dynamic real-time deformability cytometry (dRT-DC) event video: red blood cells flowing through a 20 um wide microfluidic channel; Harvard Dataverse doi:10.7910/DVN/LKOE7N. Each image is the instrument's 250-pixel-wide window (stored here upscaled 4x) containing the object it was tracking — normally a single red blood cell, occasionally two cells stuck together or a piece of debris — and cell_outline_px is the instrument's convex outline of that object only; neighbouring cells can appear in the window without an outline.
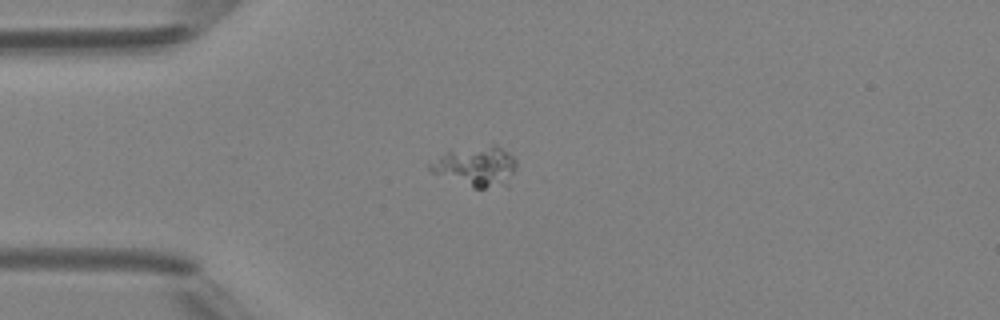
{"species": "Egyptian fruit bat (a non-hibernating species)", "species_latin": "Rousettus aegyptiacus", "temperature_condition": "room temperature", "stored_images_in_passage": 1, "camera_frame_rate_fps": 3000, "um_per_image_px": 0.085, "animal": {"sex": "female"}, "frame": {"image": 1, "passage_image": 1, "time_ms": 0.0, "image_size_px": [1000, 320], "cell_outline_px": [[516, 168], [508, 188], [472, 188], [432, 172], [424, 164], [428, 160], [444, 152], [488, 148], [500, 148], [512, 156], [516, 160]], "centroid_in_image_um": [40.43, 14.23], "position_along_channel_um": 44.6, "area_um2": 19.94}}